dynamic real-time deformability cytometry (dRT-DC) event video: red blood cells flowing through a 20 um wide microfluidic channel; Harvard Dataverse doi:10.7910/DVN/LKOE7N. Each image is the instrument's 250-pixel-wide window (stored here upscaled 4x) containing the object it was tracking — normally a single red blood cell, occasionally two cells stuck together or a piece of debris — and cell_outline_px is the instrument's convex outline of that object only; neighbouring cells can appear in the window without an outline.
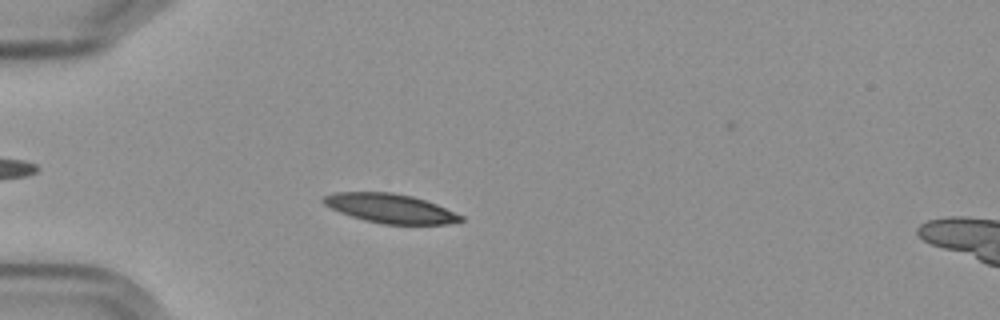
{"species": "Egyptian fruit bat (a non-hibernating species)", "species_latin": "Rousettus aegyptiacus", "temperature_condition": "cold", "stored_images_in_passage": 55, "camera_frame_rate_fps": 3000, "um_per_image_px": 0.085, "frame": {"image": 1, "passage_image": 15, "time_ms": 4.667, "image_size_px": [1000, 320], "cell_outline_px": [[464, 220], [448, 224], [384, 224], [364, 220], [340, 212], [324, 204], [320, 200], [324, 196], [336, 192], [392, 192], [412, 196], [436, 204], [464, 216]], "centroid_in_image_um": [33.18, 17.71], "position_along_channel_um": 51.8, "area_um2": 23.24}}
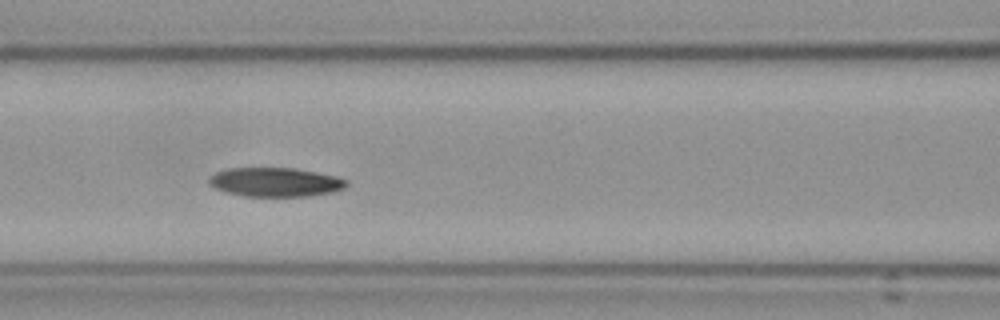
{"frame": {"image": 2, "passage_image": 24, "time_ms": 7.667, "image_size_px": [1000, 320], "cell_outline_px": [[348, 184], [344, 188], [332, 192], [308, 196], [244, 196], [224, 192], [208, 184], [208, 176], [216, 172], [228, 168], [296, 168], [336, 176], [348, 180]], "centroid_in_image_um": [23.38, 15.48], "position_along_channel_um": 143.2, "area_um2": 23.41}}
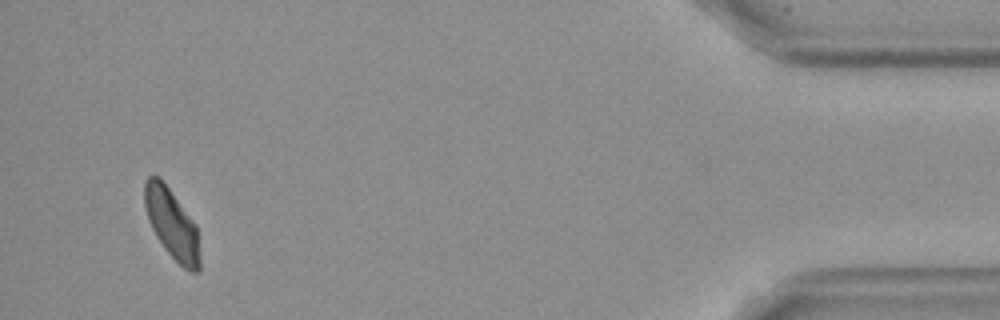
{"frame": {"image": 3, "passage_image": 53, "time_ms": 17.333, "image_size_px": [1000, 320], "cell_outline_px": [[200, 272], [192, 272], [184, 268], [164, 248], [156, 236], [148, 220], [144, 204], [144, 180], [148, 176], [156, 176], [168, 188], [196, 224], [200, 260]], "centroid_in_image_um": [14.6, 19.05], "position_along_channel_um": 420.6, "area_um2": 22.14}, "authors_computed_cell_mechanics": {"area_um2": 23.2356, "velocity_mm_per_s": 3.58, "shape_relaxation_time_tau1_ms": 8.9043, "shape_relaxation_time_tau2_ms": 5.5167, "deformation_change_tau1": 0.1673, "deformation_change_tau2": 0.0992}}